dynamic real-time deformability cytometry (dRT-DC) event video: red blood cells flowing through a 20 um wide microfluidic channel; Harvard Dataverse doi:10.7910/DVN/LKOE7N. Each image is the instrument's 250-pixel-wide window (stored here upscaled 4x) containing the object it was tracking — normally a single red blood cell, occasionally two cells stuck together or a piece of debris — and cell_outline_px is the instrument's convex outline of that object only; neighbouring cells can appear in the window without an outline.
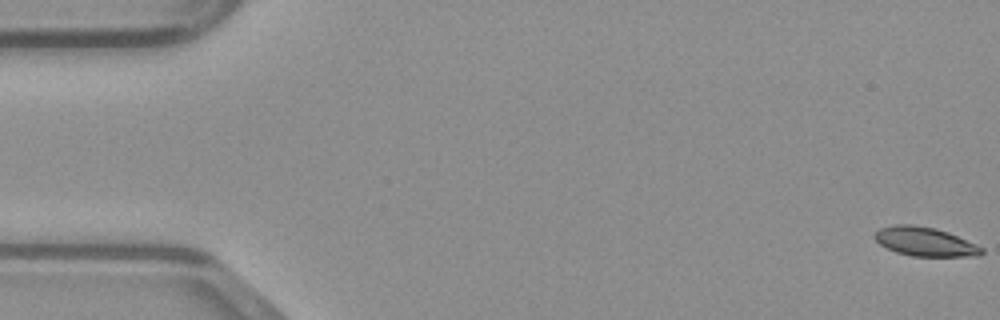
{"species": "common noctule bat (a hibernating species)", "species_latin": "Nyctalus noctula", "temperature_condition": "warm", "stored_images_in_passage": 49, "camera_frame_rate_fps": 3000, "um_per_image_px": 0.085, "animal": {"sex": "male", "body_mass_g": 23.1, "forearm_length_mm": 52.7}, "frame": {"image": 1, "passage_image": 1, "time_ms": 0.0, "image_size_px": [1000, 320], "cell_outline_px": [[984, 252], [980, 256], [912, 256], [896, 252], [880, 244], [872, 236], [880, 228], [892, 224], [912, 224], [936, 228], [948, 232], [976, 244], [984, 248]], "centroid_in_image_um": [78.63, 20.53], "position_along_channel_um": 6.4, "area_um2": 18.15}}
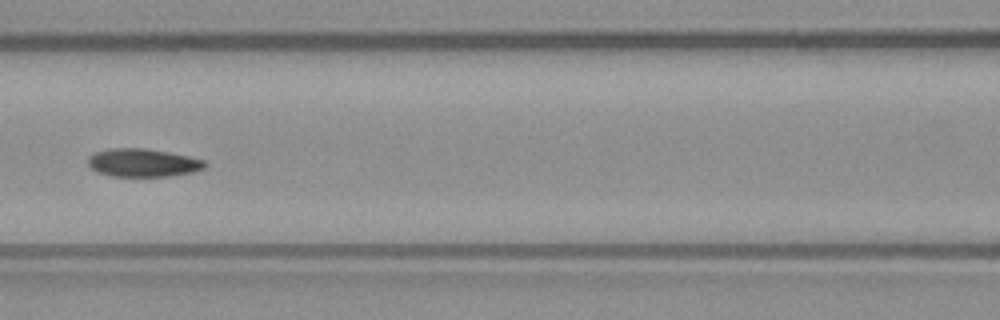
{"frame": {"image": 2, "passage_image": 22, "time_ms": 7.0, "image_size_px": [1000, 320], "cell_outline_px": [[208, 164], [204, 168], [192, 172], [168, 176], [112, 176], [96, 172], [88, 164], [88, 156], [96, 152], [108, 148], [144, 148], [168, 152], [188, 156], [204, 160]], "centroid_in_image_um": [12.13, 13.83], "position_along_channel_um": 154.5, "area_um2": 19.13}}
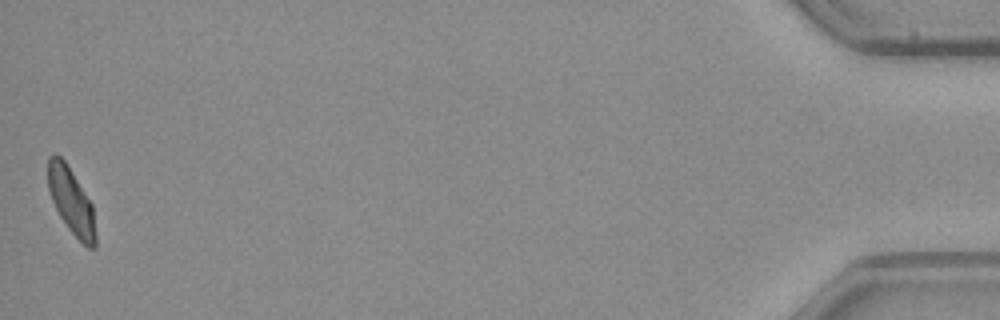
{"frame": {"image": 3, "passage_image": 49, "time_ms": 16.0, "image_size_px": [1000, 320], "cell_outline_px": [[96, 248], [88, 248], [68, 228], [60, 216], [52, 200], [48, 188], [48, 156], [56, 152], [64, 160], [72, 172], [92, 204], [96, 236]], "centroid_in_image_um": [6.05, 17.08], "position_along_channel_um": 429.1, "area_um2": 18.15}}